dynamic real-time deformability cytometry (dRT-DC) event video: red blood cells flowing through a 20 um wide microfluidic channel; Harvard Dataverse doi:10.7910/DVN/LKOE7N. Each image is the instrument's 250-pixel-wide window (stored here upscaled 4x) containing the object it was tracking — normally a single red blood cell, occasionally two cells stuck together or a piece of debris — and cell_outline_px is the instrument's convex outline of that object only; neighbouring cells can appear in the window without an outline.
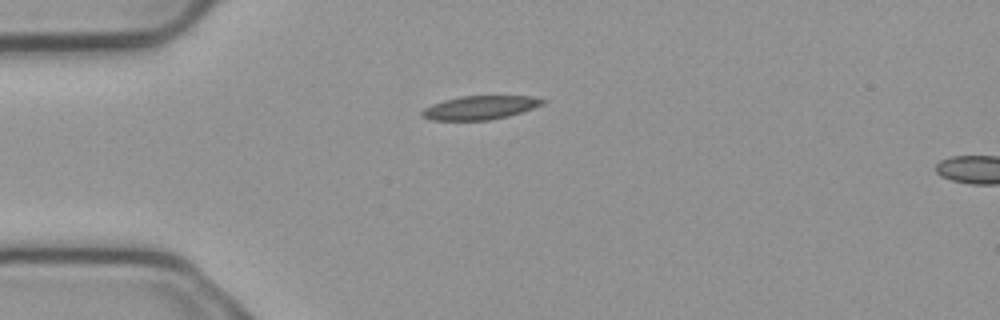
{"species": "common noctule bat (a hibernating species)", "species_latin": "Nyctalus noctula", "temperature_condition": "cold", "stored_images_in_passage": 2, "camera_frame_rate_fps": 3000, "um_per_image_px": 0.085, "animal": {"sex": "male", "body_mass_g": 23.1, "forearm_length_mm": 52.7}, "frame": {"image": 1, "passage_image": 1, "time_ms": 0.0, "image_size_px": [1000, 320], "cell_outline_px": [[548, 100], [544, 104], [508, 116], [492, 120], [432, 120], [420, 116], [420, 112], [424, 108], [432, 104], [444, 100], [460, 96], [532, 96]], "centroid_in_image_um": [40.79, 9.14], "position_along_channel_um": 44.2, "area_um2": 16.7}}